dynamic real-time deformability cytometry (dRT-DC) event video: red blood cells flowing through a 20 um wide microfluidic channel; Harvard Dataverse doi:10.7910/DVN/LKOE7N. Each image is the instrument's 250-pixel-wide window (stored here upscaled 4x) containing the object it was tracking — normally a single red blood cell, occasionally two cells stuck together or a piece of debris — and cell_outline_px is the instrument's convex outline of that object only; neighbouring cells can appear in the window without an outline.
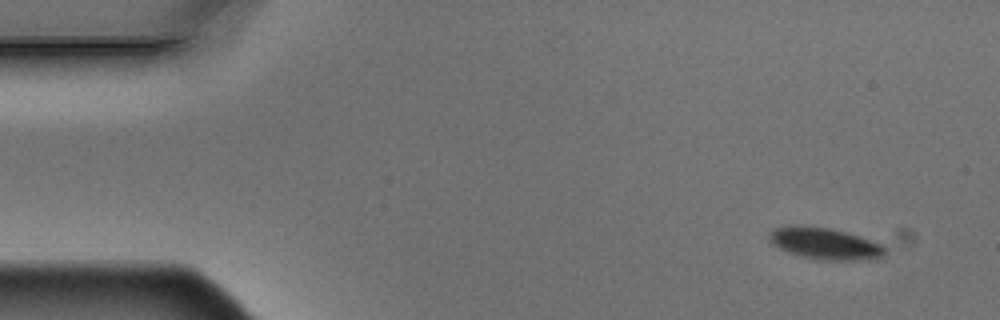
{"species": "Egyptian fruit bat (a non-hibernating species)", "species_latin": "Rousettus aegyptiacus", "temperature_condition": "warm", "stored_images_in_passage": 4, "camera_frame_rate_fps": 3000, "um_per_image_px": 0.085, "animal": {"sex": "male"}, "frame": {"image": 1, "passage_image": 1, "time_ms": 0.0, "image_size_px": [1000, 320], "cell_outline_px": [[888, 252], [880, 260], [820, 260], [800, 256], [788, 252], [780, 248], [768, 236], [768, 232], [776, 228], [828, 228], [860, 236], [884, 244], [888, 248]], "centroid_in_image_um": [70.32, 20.77], "position_along_channel_um": 14.7, "area_um2": 20.92}}
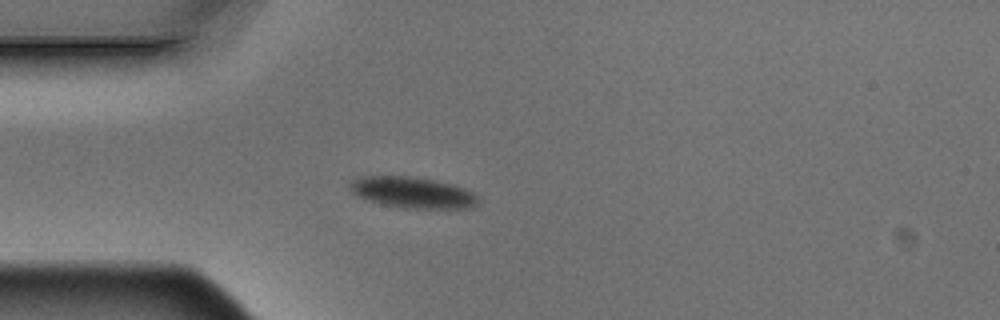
{"frame": {"image": 2, "passage_image": 4, "time_ms": 1.0, "image_size_px": [1000, 320], "cell_outline_px": [[476, 204], [472, 208], [400, 208], [380, 204], [356, 196], [348, 188], [348, 184], [352, 180], [360, 176], [408, 176], [432, 180], [448, 184], [472, 192], [476, 196]], "centroid_in_image_um": [34.95, 16.37], "position_along_channel_um": 50.0, "area_um2": 23.0}}